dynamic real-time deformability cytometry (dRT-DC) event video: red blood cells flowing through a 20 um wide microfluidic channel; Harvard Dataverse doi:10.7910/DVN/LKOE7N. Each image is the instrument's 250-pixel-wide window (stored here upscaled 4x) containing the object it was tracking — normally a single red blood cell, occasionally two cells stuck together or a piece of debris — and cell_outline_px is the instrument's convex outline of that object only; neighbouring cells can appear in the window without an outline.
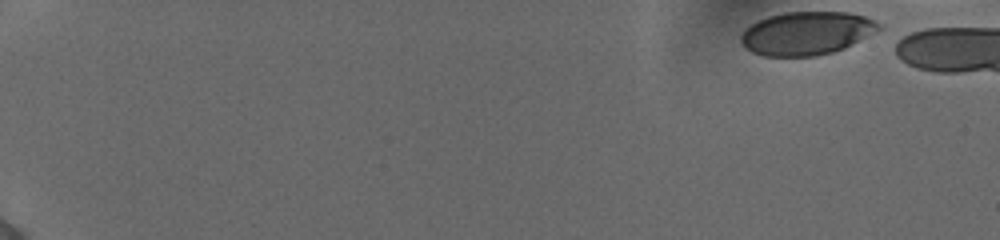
{"species": "human", "species_latin": "Homo sapiens", "temperature_condition": "cold", "stored_images_in_passage": 8, "camera_frame_rate_fps": 3000, "um_per_image_px": 0.085, "donor": {"sex": "female"}, "frame": {"image": 1, "passage_image": 1, "time_ms": 0.0, "image_size_px": [1000, 240], "cell_outline_px": [[884, 28], [844, 48], [832, 52], [816, 56], [764, 56], [752, 52], [740, 40], [740, 36], [744, 28], [768, 16], [784, 12], [848, 12], [864, 16], [880, 24]], "centroid_in_image_um": [68.57, 2.82], "position_along_channel_um": 16.4, "area_um2": 34.68}}